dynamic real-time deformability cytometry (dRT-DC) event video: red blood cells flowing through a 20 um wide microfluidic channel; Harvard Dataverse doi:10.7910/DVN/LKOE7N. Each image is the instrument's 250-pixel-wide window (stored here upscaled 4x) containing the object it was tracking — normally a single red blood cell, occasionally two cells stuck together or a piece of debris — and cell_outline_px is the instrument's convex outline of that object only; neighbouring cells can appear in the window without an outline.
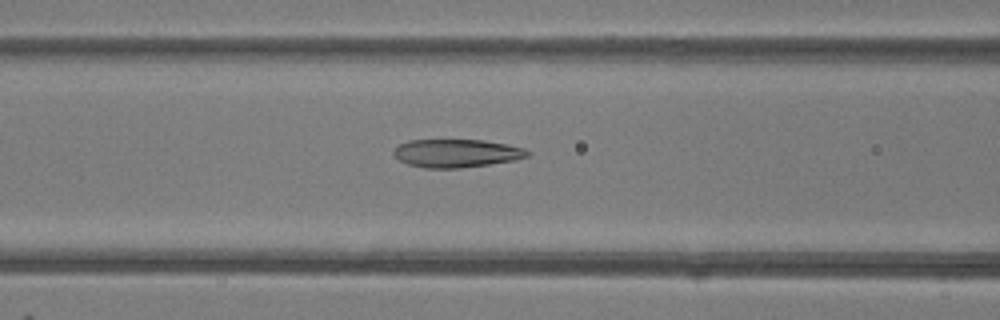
{"species": "common noctule bat (a hibernating species)", "species_latin": "Nyctalus noctula", "temperature_condition": "room temperature", "stored_images_in_passage": 48, "camera_frame_rate_fps": 3000, "um_per_image_px": 0.085, "animal": {"sex": "female"}, "frame": {"image": 1, "passage_image": 19, "time_ms": 6.0, "image_size_px": [1000, 320], "cell_outline_px": [[528, 156], [516, 160], [460, 168], [424, 168], [408, 164], [400, 160], [392, 152], [400, 144], [408, 140], [484, 140], [508, 144], [524, 148], [528, 152]], "centroid_in_image_um": [38.81, 13.02], "position_along_channel_um": 127.8, "area_um2": 21.85}}
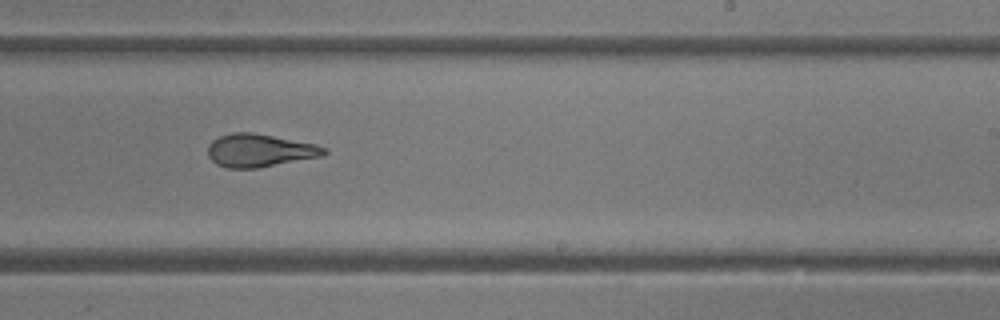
{"frame": {"image": 2, "passage_image": 29, "time_ms": 9.333, "image_size_px": [1000, 320], "cell_outline_px": [[328, 152], [320, 156], [256, 168], [228, 168], [216, 164], [208, 156], [208, 144], [212, 140], [220, 136], [232, 132], [252, 132], [316, 144], [328, 148]], "centroid_in_image_um": [22.04, 12.78], "position_along_channel_um": 267.0, "area_um2": 22.2}}
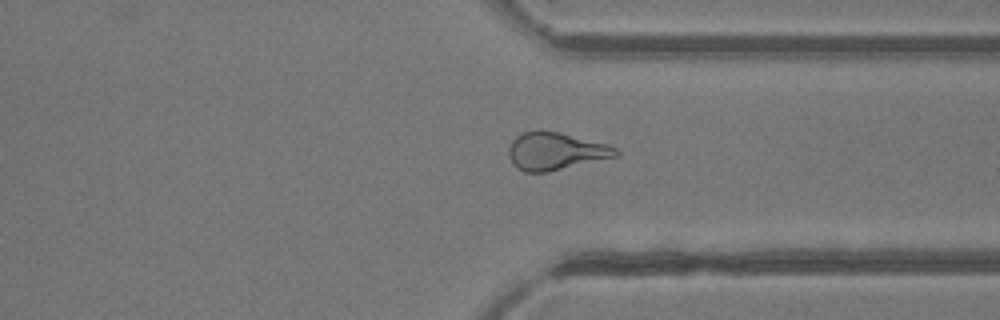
{"frame": {"image": 3, "passage_image": 36, "time_ms": 11.667, "image_size_px": [1000, 320], "cell_outline_px": [[620, 156], [548, 172], [524, 172], [516, 168], [512, 164], [508, 156], [508, 148], [512, 140], [516, 136], [524, 132], [560, 132], [608, 144], [616, 148], [620, 152]], "centroid_in_image_um": [47.24, 12.88], "position_along_channel_um": 364.2, "area_um2": 23.52}, "authors_computed_cell_mechanics": {"area_um2": 23.6691, "velocity_mm_per_s": 4.1671, "shape_relaxation_time_tau1_ms": 6.6497, "shape_relaxation_time_tau2_ms": 1.558, "deformation_change_tau1": 0.1965, "deformation_change_tau2": 0.0934}}